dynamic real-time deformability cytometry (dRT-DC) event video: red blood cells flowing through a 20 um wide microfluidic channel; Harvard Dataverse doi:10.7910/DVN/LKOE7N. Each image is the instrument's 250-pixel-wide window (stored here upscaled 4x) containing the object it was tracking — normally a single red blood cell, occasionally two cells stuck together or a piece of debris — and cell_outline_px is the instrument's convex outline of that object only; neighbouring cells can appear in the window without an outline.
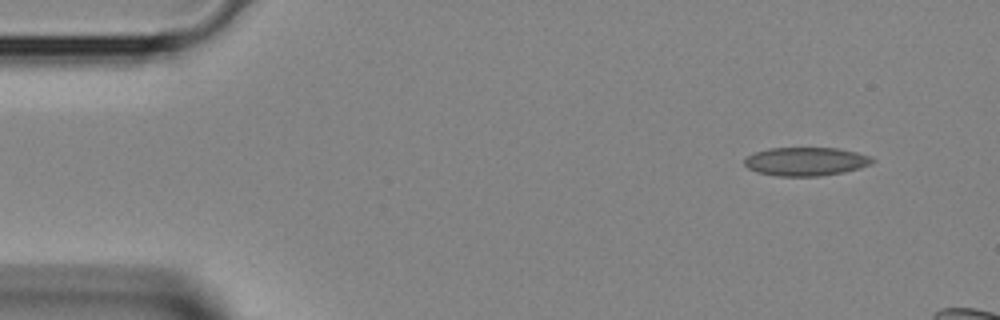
{"species": "Egyptian fruit bat (a non-hibernating species)", "species_latin": "Rousettus aegyptiacus", "temperature_condition": "room temperature", "stored_images_in_passage": 3, "camera_frame_rate_fps": 3000, "um_per_image_px": 0.085, "animal": {"sex": "female"}, "frame": {"image": 1, "passage_image": 1, "time_ms": 0.0, "image_size_px": [1000, 320], "cell_outline_px": [[876, 160], [872, 164], [860, 168], [844, 172], [820, 176], [776, 176], [756, 172], [748, 168], [744, 164], [744, 160], [748, 156], [756, 152], [768, 148], [836, 148], [856, 152], [872, 156]], "centroid_in_image_um": [68.53, 13.73], "position_along_channel_um": 16.5, "area_um2": 21.39}}